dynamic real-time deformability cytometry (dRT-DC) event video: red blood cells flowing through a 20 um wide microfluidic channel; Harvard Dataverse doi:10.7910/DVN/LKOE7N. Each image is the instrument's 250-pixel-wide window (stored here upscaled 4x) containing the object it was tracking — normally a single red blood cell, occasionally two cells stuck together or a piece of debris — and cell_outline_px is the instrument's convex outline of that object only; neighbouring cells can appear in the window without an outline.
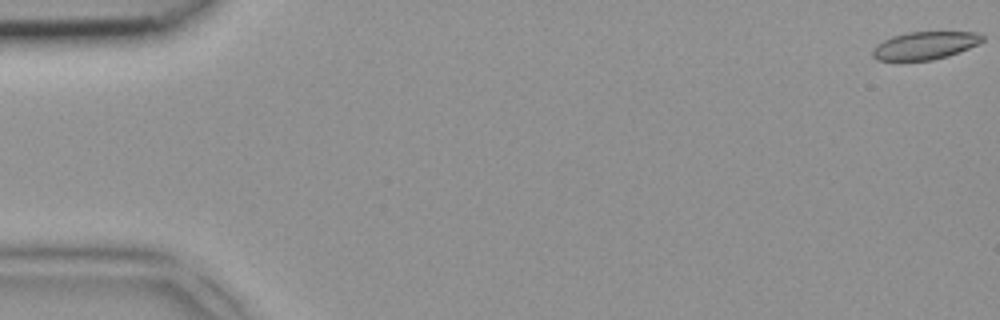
{"species": "common noctule bat (a hibernating species)", "species_latin": "Nyctalus noctula", "temperature_condition": "room temperature", "stored_images_in_passage": 4, "camera_frame_rate_fps": 3000, "um_per_image_px": 0.085, "animal": {"sex": "female", "body_mass_g": 18.4}, "frame": {"image": 1, "passage_image": 1, "time_ms": 0.0, "image_size_px": [1000, 320], "cell_outline_px": [[984, 40], [980, 44], [948, 56], [932, 60], [876, 60], [872, 56], [872, 52], [884, 40], [892, 36], [908, 32], [980, 32], [984, 36]], "centroid_in_image_um": [78.69, 3.86], "position_along_channel_um": 6.3, "area_um2": 17.69}}